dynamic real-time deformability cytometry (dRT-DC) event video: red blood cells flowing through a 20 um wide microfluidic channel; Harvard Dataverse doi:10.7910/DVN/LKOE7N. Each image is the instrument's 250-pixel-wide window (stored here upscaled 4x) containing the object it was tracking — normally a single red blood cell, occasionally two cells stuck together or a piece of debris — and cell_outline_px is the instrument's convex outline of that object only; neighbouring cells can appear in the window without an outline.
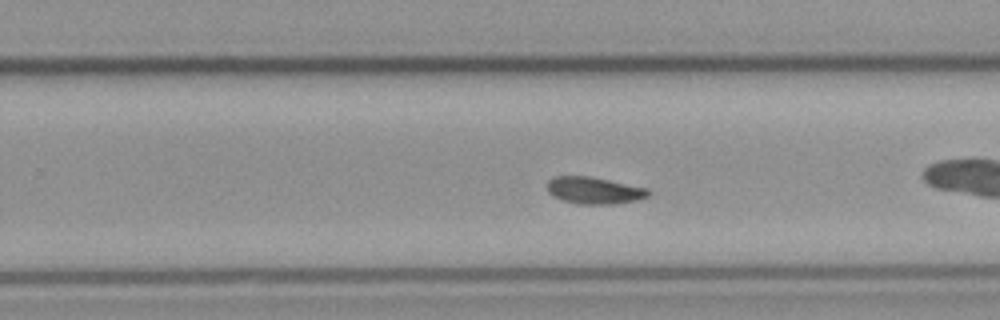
{"species": "common noctule bat (a hibernating species)", "species_latin": "Nyctalus noctula", "temperature_condition": "cold", "stored_images_in_passage": 38, "camera_frame_rate_fps": 3000, "um_per_image_px": 0.085, "animal": {"sex": "male", "body_mass_g": 23.1, "forearm_length_mm": 52.7}, "frame": {"image": 1, "passage_image": 17, "time_ms": 5.333, "image_size_px": [1000, 320], "cell_outline_px": [[652, 192], [648, 196], [636, 200], [612, 204], [576, 204], [560, 200], [552, 196], [548, 192], [548, 180], [556, 176], [592, 176], [648, 188]], "centroid_in_image_um": [50.5, 16.19], "position_along_channel_um": 279.3, "area_um2": 16.07}}